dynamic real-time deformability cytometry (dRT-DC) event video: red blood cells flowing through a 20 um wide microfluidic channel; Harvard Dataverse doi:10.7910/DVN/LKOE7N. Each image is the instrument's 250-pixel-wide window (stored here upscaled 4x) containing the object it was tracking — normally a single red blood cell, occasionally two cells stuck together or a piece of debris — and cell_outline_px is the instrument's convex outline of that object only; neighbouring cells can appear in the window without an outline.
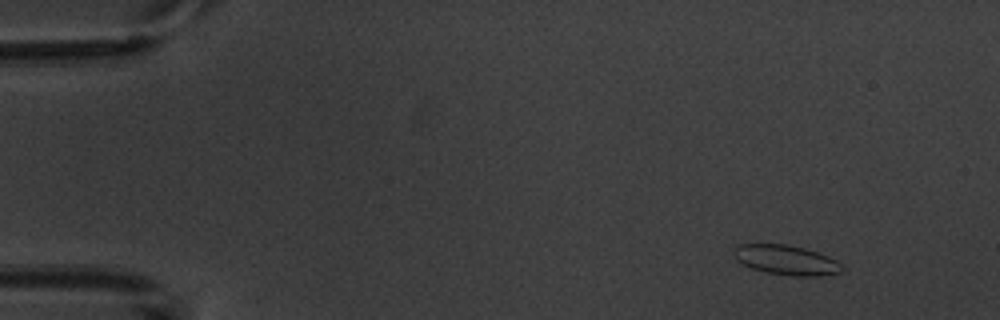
{"species": "common noctule bat (a hibernating species)", "species_latin": "Nyctalus noctula", "temperature_condition": "warm", "stored_images_in_passage": 4, "camera_frame_rate_fps": 3000, "um_per_image_px": 0.085, "animal": {"sex": "male", "body_mass_g": 20.1, "forearm_length_mm": 53.5}, "frame": {"image": 1, "passage_image": 1, "time_ms": 0.0, "image_size_px": [1000, 320], "cell_outline_px": [[844, 268], [840, 272], [820, 276], [792, 276], [764, 272], [752, 268], [736, 260], [732, 252], [732, 248], [740, 244], [788, 244], [804, 248], [828, 256], [836, 260]], "centroid_in_image_um": [66.79, 22.1], "position_along_channel_um": 18.2, "area_um2": 18.84}}
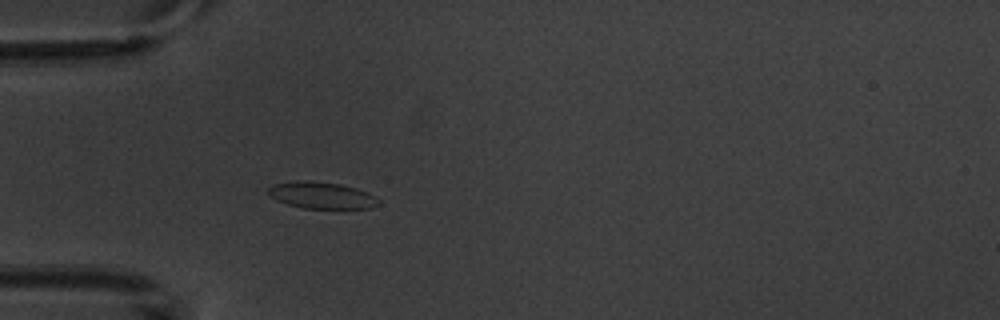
{"frame": {"image": 2, "passage_image": 4, "time_ms": 3.667, "image_size_px": [1000, 320], "cell_outline_px": [[380, 204], [372, 208], [304, 208], [288, 204], [276, 200], [268, 192], [268, 188], [272, 184], [296, 180], [308, 180], [340, 184], [356, 188], [368, 192], [380, 200]], "centroid_in_image_um": [27.35, 16.59], "position_along_channel_um": 57.7, "area_um2": 17.17}}